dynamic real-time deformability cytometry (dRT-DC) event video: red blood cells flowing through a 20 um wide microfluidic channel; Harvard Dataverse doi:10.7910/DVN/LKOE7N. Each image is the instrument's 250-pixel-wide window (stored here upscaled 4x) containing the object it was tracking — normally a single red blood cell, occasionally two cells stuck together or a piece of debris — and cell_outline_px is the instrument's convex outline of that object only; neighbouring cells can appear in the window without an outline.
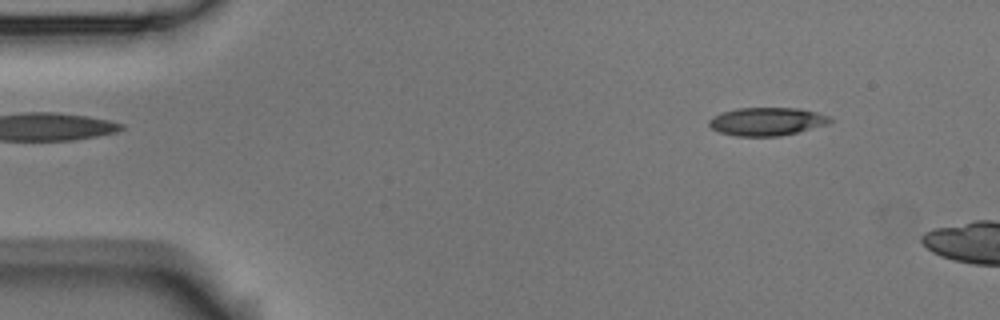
{"species": "Egyptian fruit bat (a non-hibernating species)", "species_latin": "Rousettus aegyptiacus", "temperature_condition": "room temperature", "stored_images_in_passage": 3, "camera_frame_rate_fps": 3000, "um_per_image_px": 0.085, "animal": {"sex": "male"}, "frame": {"image": 1, "passage_image": 1, "time_ms": 0.0, "image_size_px": [1000, 320], "cell_outline_px": [[832, 120], [828, 124], [780, 136], [736, 136], [720, 132], [712, 128], [708, 124], [708, 120], [712, 116], [720, 112], [736, 108], [800, 108], [832, 116]], "centroid_in_image_um": [65.17, 10.31], "position_along_channel_um": 19.8, "area_um2": 19.94}}